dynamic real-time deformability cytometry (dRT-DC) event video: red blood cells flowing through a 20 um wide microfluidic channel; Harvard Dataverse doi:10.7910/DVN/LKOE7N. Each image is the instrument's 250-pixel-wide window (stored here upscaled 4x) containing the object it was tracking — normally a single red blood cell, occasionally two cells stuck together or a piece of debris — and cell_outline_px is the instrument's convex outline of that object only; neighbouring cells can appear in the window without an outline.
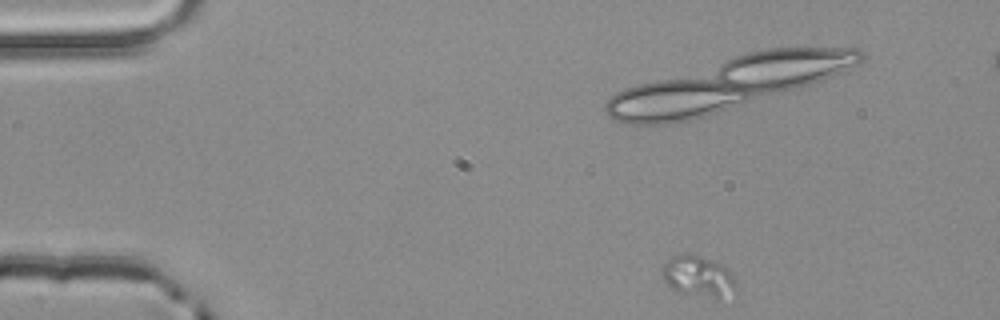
{"species": "common noctule bat (a hibernating species)", "species_latin": "Nyctalus noctula", "temperature_condition": "room temperature", "stored_images_in_passage": 4, "camera_frame_rate_fps": 3000, "um_per_image_px": 0.085, "animal": {"sex": "male", "body_mass_g": 20.4}, "frame": {"image": 1, "passage_image": 2, "time_ms": 0.333, "image_size_px": [1000, 320], "cell_outline_px": [[736, 288], [716, 296], [712, 296], [676, 292], [664, 280], [660, 272], [664, 264], [672, 256], [684, 252], [692, 252], [720, 264], [728, 268], [736, 284]], "centroid_in_image_um": [59.25, 23.4], "position_along_channel_um": 25.8, "area_um2": 17.11}}